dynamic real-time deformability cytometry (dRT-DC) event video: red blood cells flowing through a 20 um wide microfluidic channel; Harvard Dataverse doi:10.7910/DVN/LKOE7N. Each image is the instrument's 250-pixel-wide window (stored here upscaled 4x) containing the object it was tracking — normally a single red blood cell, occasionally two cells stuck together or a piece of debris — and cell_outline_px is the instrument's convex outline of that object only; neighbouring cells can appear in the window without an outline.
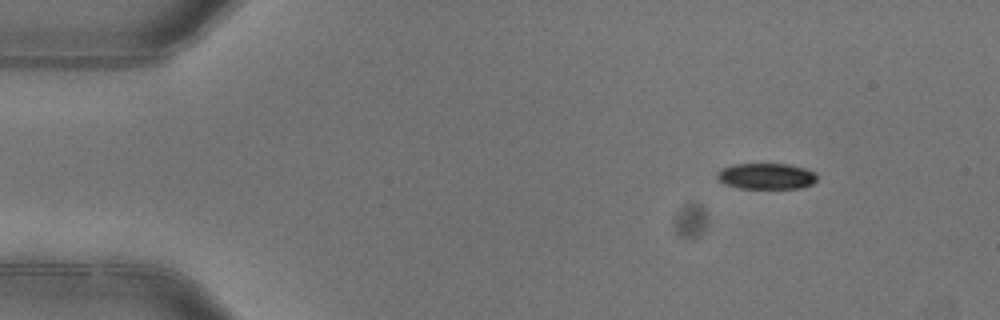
{"species": "common noctule bat (a hibernating species)", "species_latin": "Nyctalus noctula", "temperature_condition": "warm", "stored_images_in_passage": 4, "camera_frame_rate_fps": 3000, "um_per_image_px": 0.085, "animal": {"sex": "female"}, "frame": {"image": 1, "passage_image": 1, "time_ms": 0.0, "image_size_px": [1000, 320], "cell_outline_px": [[816, 180], [812, 184], [800, 188], [740, 188], [724, 184], [716, 180], [716, 172], [720, 168], [732, 164], [788, 164], [804, 168], [816, 172]], "centroid_in_image_um": [65.08, 14.97], "position_along_channel_um": 19.9, "area_um2": 15.32}}
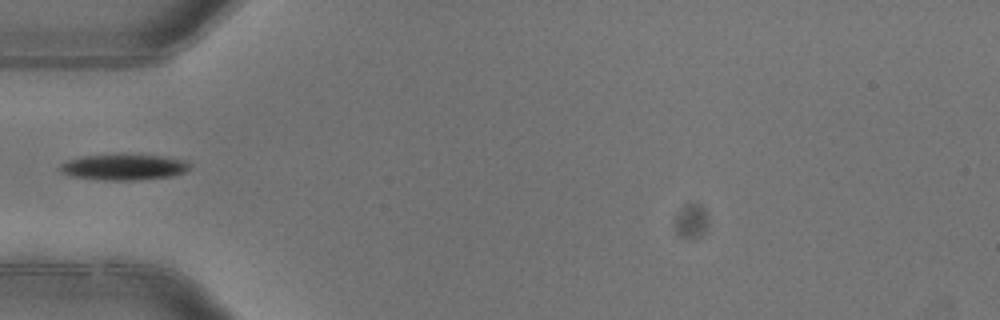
{"frame": {"image": 2, "passage_image": 4, "time_ms": 1.0, "image_size_px": [1000, 320], "cell_outline_px": [[192, 164], [184, 172], [172, 176], [136, 180], [108, 180], [72, 176], [60, 172], [56, 168], [60, 164], [68, 160], [84, 156], [116, 152], [124, 152], [164, 156], [184, 160]], "centroid_in_image_um": [10.5, 14.16], "position_along_channel_um": 74.5, "area_um2": 20.29}}